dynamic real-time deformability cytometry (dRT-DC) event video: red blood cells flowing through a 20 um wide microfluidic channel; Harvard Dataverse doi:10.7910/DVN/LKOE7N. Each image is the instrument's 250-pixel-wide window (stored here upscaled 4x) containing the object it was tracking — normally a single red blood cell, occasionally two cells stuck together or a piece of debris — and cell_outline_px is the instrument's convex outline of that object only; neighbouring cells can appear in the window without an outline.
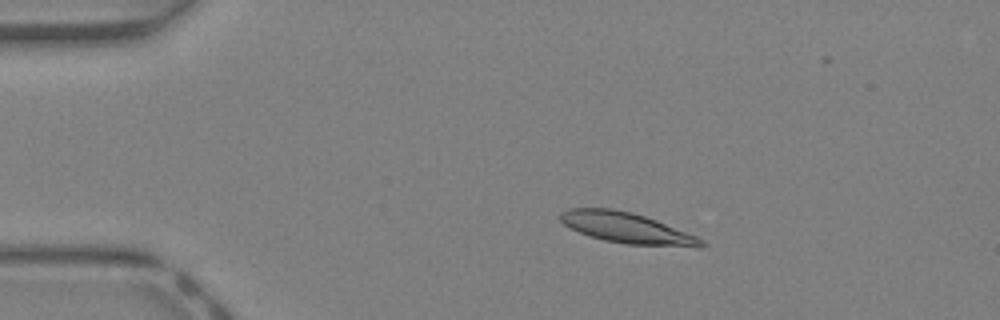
{"species": "Egyptian fruit bat (a non-hibernating species)", "species_latin": "Rousettus aegyptiacus", "temperature_condition": "warm", "stored_images_in_passage": 41, "camera_frame_rate_fps": 3000, "um_per_image_px": 0.085, "animal": {"sex": "female"}, "frame": {"image": 1, "passage_image": 8, "time_ms": 2.333, "image_size_px": [1000, 320], "cell_outline_px": [[708, 244], [700, 248], [696, 248], [628, 244], [604, 240], [588, 236], [564, 224], [560, 220], [560, 212], [568, 208], [612, 208], [632, 212], [656, 220], [696, 236], [704, 240]], "centroid_in_image_um": [53.32, 19.39], "position_along_channel_um": 31.7, "area_um2": 25.32}}
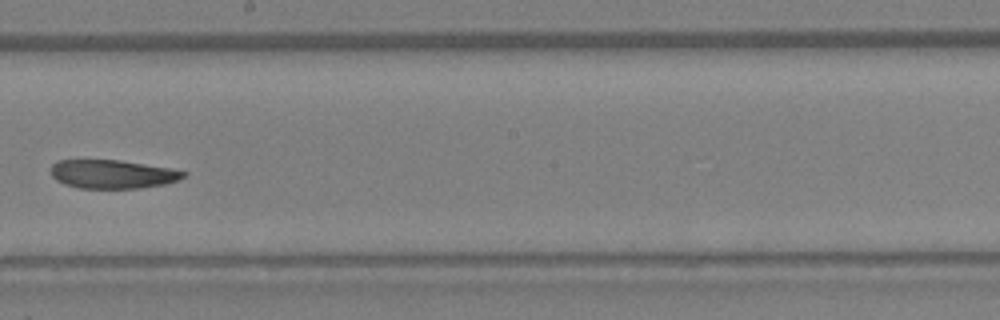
{"frame": {"image": 2, "passage_image": 24, "time_ms": 7.667, "image_size_px": [1000, 320], "cell_outline_px": [[188, 172], [184, 176], [176, 180], [164, 184], [140, 188], [80, 188], [64, 184], [56, 180], [52, 176], [52, 164], [56, 160], [120, 160], [168, 168]], "centroid_in_image_um": [9.53, 14.8], "position_along_channel_um": 238.7, "area_um2": 21.91}}
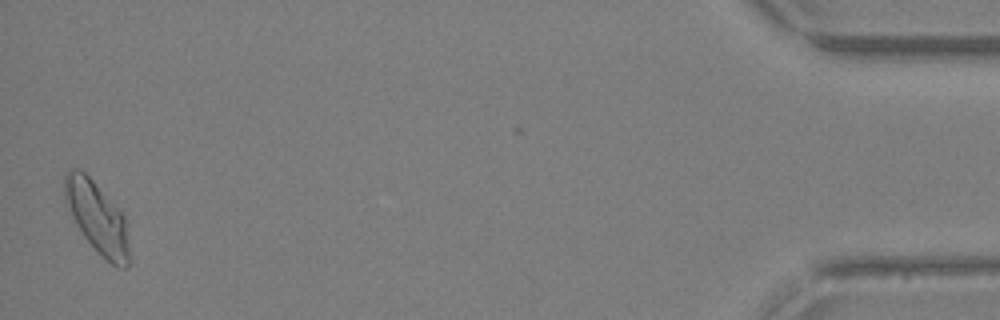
{"frame": {"image": 3, "passage_image": 41, "time_ms": 13.333, "image_size_px": [1000, 320], "cell_outline_px": [[128, 268], [116, 268], [84, 236], [76, 224], [64, 200], [64, 176], [72, 168], [80, 168], [92, 180], [124, 216], [128, 248]], "centroid_in_image_um": [8.22, 18.46], "position_along_channel_um": 427.0, "area_um2": 25.95}, "authors_computed_cell_mechanics": {"area_um2": 24.3338, "velocity_mm_per_s": 4.9126, "shape_relaxation_time_tau1_ms": null, "shape_relaxation_time_tau2_ms": 4.3448, "deformation_change_tau1": null, "deformation_change_tau2": 0.097}}